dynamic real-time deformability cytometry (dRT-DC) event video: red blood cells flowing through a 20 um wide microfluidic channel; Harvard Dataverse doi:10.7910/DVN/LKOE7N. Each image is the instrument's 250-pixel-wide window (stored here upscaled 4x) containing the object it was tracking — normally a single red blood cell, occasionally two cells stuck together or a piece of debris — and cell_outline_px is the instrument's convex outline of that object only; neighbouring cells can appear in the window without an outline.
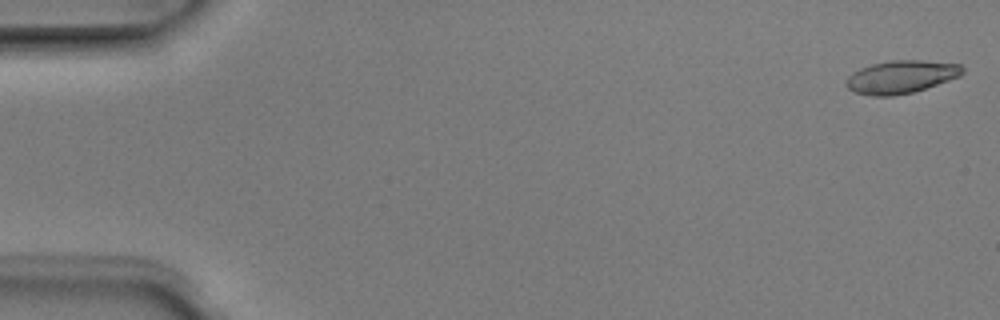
{"species": "Egyptian fruit bat (a non-hibernating species)", "species_latin": "Rousettus aegyptiacus", "temperature_condition": "room temperature", "stored_images_in_passage": 5, "camera_frame_rate_fps": 3000, "um_per_image_px": 0.085, "animal": {"sex": "male"}, "frame": {"image": 1, "passage_image": 1, "time_ms": 0.0, "image_size_px": [1000, 320], "cell_outline_px": [[964, 72], [960, 76], [912, 92], [892, 96], [872, 96], [856, 92], [848, 88], [848, 76], [852, 72], [860, 68], [872, 64], [892, 60], [920, 60], [960, 64], [964, 68]], "centroid_in_image_um": [76.6, 6.52], "position_along_channel_um": 8.4, "area_um2": 21.96}}
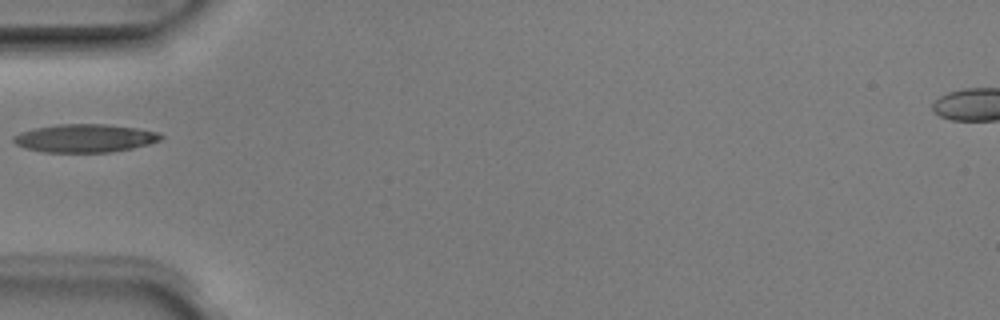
{"frame": {"image": 2, "passage_image": 4, "time_ms": 1.0, "image_size_px": [1000, 320], "cell_outline_px": [[164, 136], [160, 140], [148, 144], [132, 148], [112, 152], [44, 152], [24, 148], [16, 144], [12, 140], [12, 136], [20, 132], [36, 128], [56, 124], [104, 124], [136, 128], [156, 132]], "centroid_in_image_um": [7.18, 11.75], "position_along_channel_um": 77.8, "area_um2": 24.1}}
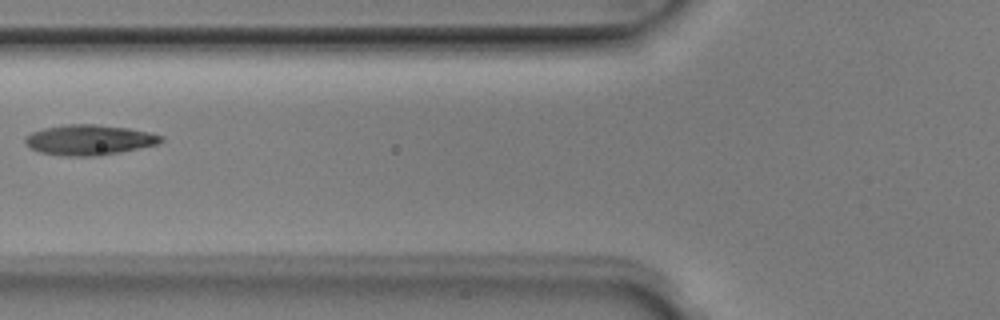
{"frame": {"image": 3, "passage_image": 5, "time_ms": 1.333, "image_size_px": [1000, 320], "cell_outline_px": [[164, 140], [156, 144], [120, 152], [100, 156], [60, 156], [40, 152], [28, 148], [24, 144], [24, 140], [32, 132], [44, 128], [64, 124], [96, 124], [128, 128], [148, 132], [164, 136]], "centroid_in_image_um": [7.55, 11.89], "position_along_channel_um": 118.3, "area_um2": 24.1}}